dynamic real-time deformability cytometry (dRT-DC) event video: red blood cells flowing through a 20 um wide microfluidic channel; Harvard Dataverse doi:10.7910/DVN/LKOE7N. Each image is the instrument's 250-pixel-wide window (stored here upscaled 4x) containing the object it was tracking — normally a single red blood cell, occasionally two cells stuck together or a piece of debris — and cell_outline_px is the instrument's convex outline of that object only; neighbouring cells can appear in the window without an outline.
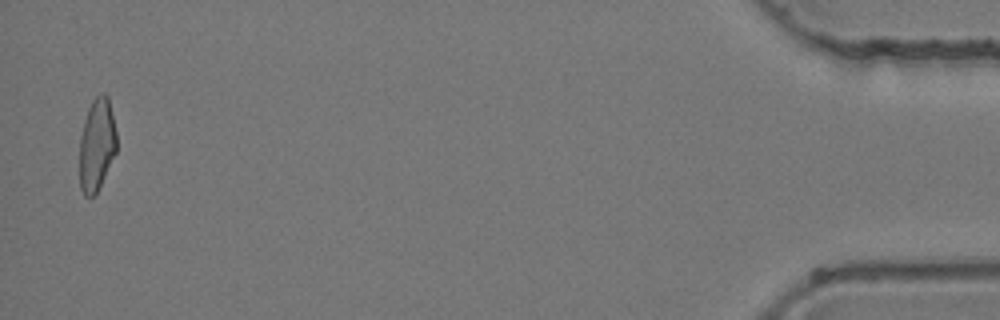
{"species": "common noctule bat (a hibernating species)", "species_latin": "Nyctalus noctula", "temperature_condition": "room temperature", "stored_images_in_passage": 48, "camera_frame_rate_fps": 3000, "um_per_image_px": 0.085, "animal": {"sex": "female", "body_mass_g": 24.6, "forearm_length_mm": 56.2}, "frame": {"image": 1, "passage_image": 47, "time_ms": 15.333, "image_size_px": [1000, 320], "cell_outline_px": [[116, 152], [96, 192], [92, 196], [84, 196], [80, 188], [80, 136], [84, 120], [88, 108], [92, 100], [100, 92], [104, 92], [108, 96], [116, 132]], "centroid_in_image_um": [8.22, 12.25], "position_along_channel_um": 427.0, "area_um2": 19.83}}